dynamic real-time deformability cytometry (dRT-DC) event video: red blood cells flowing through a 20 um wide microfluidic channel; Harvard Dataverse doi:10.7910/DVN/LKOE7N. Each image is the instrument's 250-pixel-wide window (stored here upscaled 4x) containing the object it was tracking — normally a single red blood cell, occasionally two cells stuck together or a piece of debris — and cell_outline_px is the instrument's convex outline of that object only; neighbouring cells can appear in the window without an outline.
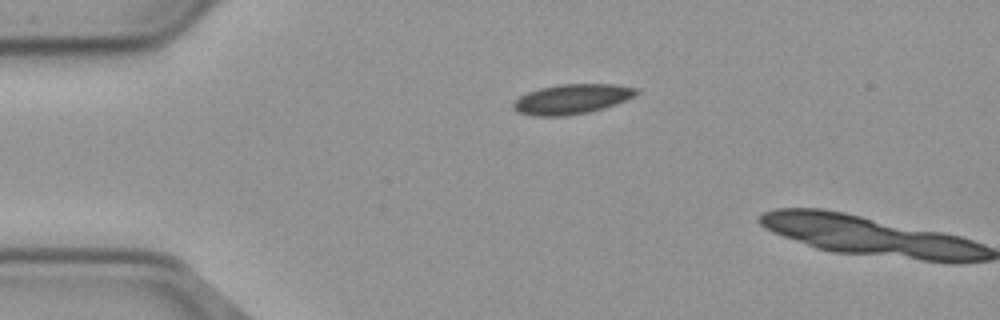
{"species": "common noctule bat (a hibernating species)", "species_latin": "Nyctalus noctula", "temperature_condition": "cold", "stored_images_in_passage": 2, "camera_frame_rate_fps": 3000, "um_per_image_px": 0.085, "animal": {"sex": "male", "body_mass_g": 23.1, "forearm_length_mm": 52.7}, "frame": {"image": 1, "passage_image": 1, "time_ms": 0.0, "image_size_px": [1000, 320], "cell_outline_px": [[640, 92], [616, 104], [604, 108], [588, 112], [564, 116], [532, 116], [516, 112], [512, 108], [512, 104], [520, 96], [528, 92], [540, 88], [560, 84], [616, 84], [636, 88]], "centroid_in_image_um": [48.57, 8.42], "position_along_channel_um": 36.4, "area_um2": 21.39}}